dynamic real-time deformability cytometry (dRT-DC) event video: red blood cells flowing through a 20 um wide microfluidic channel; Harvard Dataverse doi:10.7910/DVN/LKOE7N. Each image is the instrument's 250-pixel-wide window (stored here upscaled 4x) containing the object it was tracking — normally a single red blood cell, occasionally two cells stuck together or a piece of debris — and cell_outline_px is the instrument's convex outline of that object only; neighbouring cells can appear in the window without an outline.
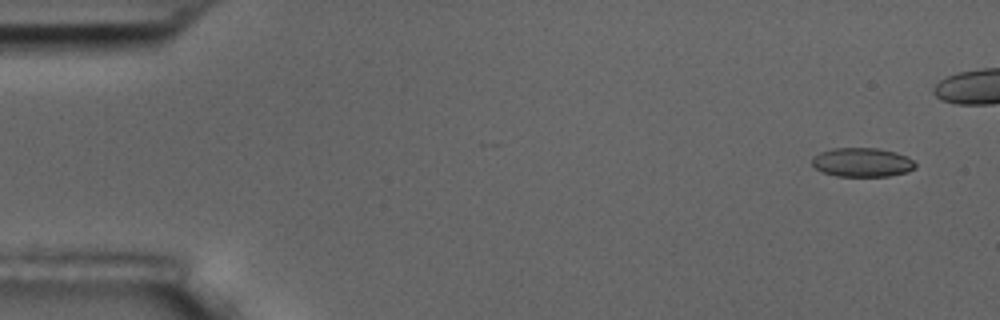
{"species": "common noctule bat (a hibernating species)", "species_latin": "Nyctalus noctula", "temperature_condition": "room temperature", "stored_images_in_passage": 8, "camera_frame_rate_fps": 3000, "um_per_image_px": 0.085, "animal": {"sex": "male", "body_mass_g": 17.5, "forearm_length_mm": 52.3}, "frame": {"image": 1, "passage_image": 2, "time_ms": 1.0, "image_size_px": [1000, 320], "cell_outline_px": [[916, 168], [908, 172], [888, 176], [836, 176], [824, 172], [816, 168], [812, 164], [812, 156], [820, 152], [832, 148], [876, 148], [896, 152], [908, 156], [916, 164]], "centroid_in_image_um": [73.3, 13.79], "position_along_channel_um": 11.7, "area_um2": 17.57}}